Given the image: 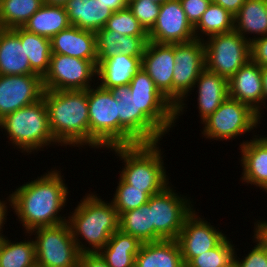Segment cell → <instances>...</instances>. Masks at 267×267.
Wrapping results in <instances>:
<instances>
[{
  "label": "cell",
  "mask_w": 267,
  "mask_h": 267,
  "mask_svg": "<svg viewBox=\"0 0 267 267\" xmlns=\"http://www.w3.org/2000/svg\"><path fill=\"white\" fill-rule=\"evenodd\" d=\"M64 182L61 172L51 169L43 176L16 188V191L9 195L7 202L10 203L26 233L38 227L67 222V217L59 215L69 194Z\"/></svg>",
  "instance_id": "1"
},
{
  "label": "cell",
  "mask_w": 267,
  "mask_h": 267,
  "mask_svg": "<svg viewBox=\"0 0 267 267\" xmlns=\"http://www.w3.org/2000/svg\"><path fill=\"white\" fill-rule=\"evenodd\" d=\"M42 98L57 144L66 147L89 146L87 90H44Z\"/></svg>",
  "instance_id": "2"
},
{
  "label": "cell",
  "mask_w": 267,
  "mask_h": 267,
  "mask_svg": "<svg viewBox=\"0 0 267 267\" xmlns=\"http://www.w3.org/2000/svg\"><path fill=\"white\" fill-rule=\"evenodd\" d=\"M69 223L77 248L83 252H99L111 235L119 230V214L112 201L108 203L95 193L80 200L74 212H70ZM81 236V238H79ZM86 240L85 246L80 240Z\"/></svg>",
  "instance_id": "3"
},
{
  "label": "cell",
  "mask_w": 267,
  "mask_h": 267,
  "mask_svg": "<svg viewBox=\"0 0 267 267\" xmlns=\"http://www.w3.org/2000/svg\"><path fill=\"white\" fill-rule=\"evenodd\" d=\"M159 143H138L108 148L124 160L120 177L132 185V188L145 189L151 196L162 192L170 183Z\"/></svg>",
  "instance_id": "4"
},
{
  "label": "cell",
  "mask_w": 267,
  "mask_h": 267,
  "mask_svg": "<svg viewBox=\"0 0 267 267\" xmlns=\"http://www.w3.org/2000/svg\"><path fill=\"white\" fill-rule=\"evenodd\" d=\"M4 129L8 139L28 154L34 150L56 144L49 126L47 106L42 98L38 102L8 114L0 120V129Z\"/></svg>",
  "instance_id": "5"
},
{
  "label": "cell",
  "mask_w": 267,
  "mask_h": 267,
  "mask_svg": "<svg viewBox=\"0 0 267 267\" xmlns=\"http://www.w3.org/2000/svg\"><path fill=\"white\" fill-rule=\"evenodd\" d=\"M109 90L118 104V146L155 143L163 139L164 133L138 110L129 85L116 86Z\"/></svg>",
  "instance_id": "6"
},
{
  "label": "cell",
  "mask_w": 267,
  "mask_h": 267,
  "mask_svg": "<svg viewBox=\"0 0 267 267\" xmlns=\"http://www.w3.org/2000/svg\"><path fill=\"white\" fill-rule=\"evenodd\" d=\"M27 234L35 235L33 240L37 267H78L81 252L76 246L68 222L38 227Z\"/></svg>",
  "instance_id": "7"
},
{
  "label": "cell",
  "mask_w": 267,
  "mask_h": 267,
  "mask_svg": "<svg viewBox=\"0 0 267 267\" xmlns=\"http://www.w3.org/2000/svg\"><path fill=\"white\" fill-rule=\"evenodd\" d=\"M203 42L205 69L228 80L251 59L250 42L234 30Z\"/></svg>",
  "instance_id": "8"
},
{
  "label": "cell",
  "mask_w": 267,
  "mask_h": 267,
  "mask_svg": "<svg viewBox=\"0 0 267 267\" xmlns=\"http://www.w3.org/2000/svg\"><path fill=\"white\" fill-rule=\"evenodd\" d=\"M94 88L87 90L89 147L108 149L118 146V104L110 90L99 85Z\"/></svg>",
  "instance_id": "9"
},
{
  "label": "cell",
  "mask_w": 267,
  "mask_h": 267,
  "mask_svg": "<svg viewBox=\"0 0 267 267\" xmlns=\"http://www.w3.org/2000/svg\"><path fill=\"white\" fill-rule=\"evenodd\" d=\"M171 186L168 185L162 192L151 196L148 200L151 225H154V242L176 240L185 219L194 211L190 198L179 196Z\"/></svg>",
  "instance_id": "10"
},
{
  "label": "cell",
  "mask_w": 267,
  "mask_h": 267,
  "mask_svg": "<svg viewBox=\"0 0 267 267\" xmlns=\"http://www.w3.org/2000/svg\"><path fill=\"white\" fill-rule=\"evenodd\" d=\"M261 116L247 104L227 98L220 107L202 122L201 132L207 139L231 140L254 130ZM235 137V138H234Z\"/></svg>",
  "instance_id": "11"
},
{
  "label": "cell",
  "mask_w": 267,
  "mask_h": 267,
  "mask_svg": "<svg viewBox=\"0 0 267 267\" xmlns=\"http://www.w3.org/2000/svg\"><path fill=\"white\" fill-rule=\"evenodd\" d=\"M173 105L175 120L182 115L185 98L194 90L198 76L205 69L204 42L198 39L174 44Z\"/></svg>",
  "instance_id": "12"
},
{
  "label": "cell",
  "mask_w": 267,
  "mask_h": 267,
  "mask_svg": "<svg viewBox=\"0 0 267 267\" xmlns=\"http://www.w3.org/2000/svg\"><path fill=\"white\" fill-rule=\"evenodd\" d=\"M97 76V65L63 54H52L48 72L43 79L44 90H88L93 77Z\"/></svg>",
  "instance_id": "13"
},
{
  "label": "cell",
  "mask_w": 267,
  "mask_h": 267,
  "mask_svg": "<svg viewBox=\"0 0 267 267\" xmlns=\"http://www.w3.org/2000/svg\"><path fill=\"white\" fill-rule=\"evenodd\" d=\"M138 110H141L164 134L175 125V107L156 88L148 73L140 68L129 83Z\"/></svg>",
  "instance_id": "14"
},
{
  "label": "cell",
  "mask_w": 267,
  "mask_h": 267,
  "mask_svg": "<svg viewBox=\"0 0 267 267\" xmlns=\"http://www.w3.org/2000/svg\"><path fill=\"white\" fill-rule=\"evenodd\" d=\"M43 79L40 75H0V120L18 109L42 99Z\"/></svg>",
  "instance_id": "15"
},
{
  "label": "cell",
  "mask_w": 267,
  "mask_h": 267,
  "mask_svg": "<svg viewBox=\"0 0 267 267\" xmlns=\"http://www.w3.org/2000/svg\"><path fill=\"white\" fill-rule=\"evenodd\" d=\"M148 39L159 44L187 43L196 39L194 27L187 20L180 0L161 4L157 20L148 32Z\"/></svg>",
  "instance_id": "16"
},
{
  "label": "cell",
  "mask_w": 267,
  "mask_h": 267,
  "mask_svg": "<svg viewBox=\"0 0 267 267\" xmlns=\"http://www.w3.org/2000/svg\"><path fill=\"white\" fill-rule=\"evenodd\" d=\"M194 211L185 219L177 242L184 265L193 257L217 247L227 236Z\"/></svg>",
  "instance_id": "17"
},
{
  "label": "cell",
  "mask_w": 267,
  "mask_h": 267,
  "mask_svg": "<svg viewBox=\"0 0 267 267\" xmlns=\"http://www.w3.org/2000/svg\"><path fill=\"white\" fill-rule=\"evenodd\" d=\"M174 44L148 41L142 56V69L154 81L156 88L173 104Z\"/></svg>",
  "instance_id": "18"
},
{
  "label": "cell",
  "mask_w": 267,
  "mask_h": 267,
  "mask_svg": "<svg viewBox=\"0 0 267 267\" xmlns=\"http://www.w3.org/2000/svg\"><path fill=\"white\" fill-rule=\"evenodd\" d=\"M229 98L247 104L261 117L263 109V84L261 67L251 59L229 80Z\"/></svg>",
  "instance_id": "19"
},
{
  "label": "cell",
  "mask_w": 267,
  "mask_h": 267,
  "mask_svg": "<svg viewBox=\"0 0 267 267\" xmlns=\"http://www.w3.org/2000/svg\"><path fill=\"white\" fill-rule=\"evenodd\" d=\"M50 41L52 54L90 60L97 65L96 32L70 25L53 36Z\"/></svg>",
  "instance_id": "20"
},
{
  "label": "cell",
  "mask_w": 267,
  "mask_h": 267,
  "mask_svg": "<svg viewBox=\"0 0 267 267\" xmlns=\"http://www.w3.org/2000/svg\"><path fill=\"white\" fill-rule=\"evenodd\" d=\"M250 141H243L240 144L242 182L250 183L267 191V137L253 135ZM246 182V183H245Z\"/></svg>",
  "instance_id": "21"
},
{
  "label": "cell",
  "mask_w": 267,
  "mask_h": 267,
  "mask_svg": "<svg viewBox=\"0 0 267 267\" xmlns=\"http://www.w3.org/2000/svg\"><path fill=\"white\" fill-rule=\"evenodd\" d=\"M193 88H198L196 91L198 93L197 108L201 123L229 97L228 79L207 69H204L198 76Z\"/></svg>",
  "instance_id": "22"
},
{
  "label": "cell",
  "mask_w": 267,
  "mask_h": 267,
  "mask_svg": "<svg viewBox=\"0 0 267 267\" xmlns=\"http://www.w3.org/2000/svg\"><path fill=\"white\" fill-rule=\"evenodd\" d=\"M0 75H38L30 67L25 43L12 29L0 28Z\"/></svg>",
  "instance_id": "23"
},
{
  "label": "cell",
  "mask_w": 267,
  "mask_h": 267,
  "mask_svg": "<svg viewBox=\"0 0 267 267\" xmlns=\"http://www.w3.org/2000/svg\"><path fill=\"white\" fill-rule=\"evenodd\" d=\"M141 67L142 57L116 54L104 59L97 65V78L101 80L98 85L106 90L116 86L129 85Z\"/></svg>",
  "instance_id": "24"
},
{
  "label": "cell",
  "mask_w": 267,
  "mask_h": 267,
  "mask_svg": "<svg viewBox=\"0 0 267 267\" xmlns=\"http://www.w3.org/2000/svg\"><path fill=\"white\" fill-rule=\"evenodd\" d=\"M148 41V37L120 35L102 28L96 32L97 65L116 54L142 57Z\"/></svg>",
  "instance_id": "25"
},
{
  "label": "cell",
  "mask_w": 267,
  "mask_h": 267,
  "mask_svg": "<svg viewBox=\"0 0 267 267\" xmlns=\"http://www.w3.org/2000/svg\"><path fill=\"white\" fill-rule=\"evenodd\" d=\"M64 8L71 25L93 32L104 28L113 13L99 0H68Z\"/></svg>",
  "instance_id": "26"
},
{
  "label": "cell",
  "mask_w": 267,
  "mask_h": 267,
  "mask_svg": "<svg viewBox=\"0 0 267 267\" xmlns=\"http://www.w3.org/2000/svg\"><path fill=\"white\" fill-rule=\"evenodd\" d=\"M134 267H185L177 240L142 243Z\"/></svg>",
  "instance_id": "27"
},
{
  "label": "cell",
  "mask_w": 267,
  "mask_h": 267,
  "mask_svg": "<svg viewBox=\"0 0 267 267\" xmlns=\"http://www.w3.org/2000/svg\"><path fill=\"white\" fill-rule=\"evenodd\" d=\"M234 31L248 42L267 35V0H246L234 15ZM255 34L254 38L246 37Z\"/></svg>",
  "instance_id": "28"
},
{
  "label": "cell",
  "mask_w": 267,
  "mask_h": 267,
  "mask_svg": "<svg viewBox=\"0 0 267 267\" xmlns=\"http://www.w3.org/2000/svg\"><path fill=\"white\" fill-rule=\"evenodd\" d=\"M142 242L120 229L115 231L106 245L99 251L108 267H134L135 257Z\"/></svg>",
  "instance_id": "29"
},
{
  "label": "cell",
  "mask_w": 267,
  "mask_h": 267,
  "mask_svg": "<svg viewBox=\"0 0 267 267\" xmlns=\"http://www.w3.org/2000/svg\"><path fill=\"white\" fill-rule=\"evenodd\" d=\"M71 24L67 12L62 6H51L43 4L22 27L30 33L51 39L61 30L68 28Z\"/></svg>",
  "instance_id": "30"
},
{
  "label": "cell",
  "mask_w": 267,
  "mask_h": 267,
  "mask_svg": "<svg viewBox=\"0 0 267 267\" xmlns=\"http://www.w3.org/2000/svg\"><path fill=\"white\" fill-rule=\"evenodd\" d=\"M12 30L20 37L21 43H25V52L31 69L43 78L49 70L52 55L50 39L30 33L22 27Z\"/></svg>",
  "instance_id": "31"
},
{
  "label": "cell",
  "mask_w": 267,
  "mask_h": 267,
  "mask_svg": "<svg viewBox=\"0 0 267 267\" xmlns=\"http://www.w3.org/2000/svg\"><path fill=\"white\" fill-rule=\"evenodd\" d=\"M233 30L234 15L213 2L210 3L198 23L194 26L195 38L201 41L205 40L203 34L206 37H211L221 33H228Z\"/></svg>",
  "instance_id": "32"
},
{
  "label": "cell",
  "mask_w": 267,
  "mask_h": 267,
  "mask_svg": "<svg viewBox=\"0 0 267 267\" xmlns=\"http://www.w3.org/2000/svg\"><path fill=\"white\" fill-rule=\"evenodd\" d=\"M119 229L142 243L154 242V225H151V209L147 202L139 208L123 212L119 216Z\"/></svg>",
  "instance_id": "33"
},
{
  "label": "cell",
  "mask_w": 267,
  "mask_h": 267,
  "mask_svg": "<svg viewBox=\"0 0 267 267\" xmlns=\"http://www.w3.org/2000/svg\"><path fill=\"white\" fill-rule=\"evenodd\" d=\"M0 267H37L34 240L11 242L4 236L0 247Z\"/></svg>",
  "instance_id": "34"
},
{
  "label": "cell",
  "mask_w": 267,
  "mask_h": 267,
  "mask_svg": "<svg viewBox=\"0 0 267 267\" xmlns=\"http://www.w3.org/2000/svg\"><path fill=\"white\" fill-rule=\"evenodd\" d=\"M43 5V0H0V28L23 27Z\"/></svg>",
  "instance_id": "35"
},
{
  "label": "cell",
  "mask_w": 267,
  "mask_h": 267,
  "mask_svg": "<svg viewBox=\"0 0 267 267\" xmlns=\"http://www.w3.org/2000/svg\"><path fill=\"white\" fill-rule=\"evenodd\" d=\"M111 200L119 216L126 211L139 208L148 202L151 195L145 189L132 188L121 177Z\"/></svg>",
  "instance_id": "36"
},
{
  "label": "cell",
  "mask_w": 267,
  "mask_h": 267,
  "mask_svg": "<svg viewBox=\"0 0 267 267\" xmlns=\"http://www.w3.org/2000/svg\"><path fill=\"white\" fill-rule=\"evenodd\" d=\"M234 247L226 237L217 247L193 257L185 267H224L234 259Z\"/></svg>",
  "instance_id": "37"
},
{
  "label": "cell",
  "mask_w": 267,
  "mask_h": 267,
  "mask_svg": "<svg viewBox=\"0 0 267 267\" xmlns=\"http://www.w3.org/2000/svg\"><path fill=\"white\" fill-rule=\"evenodd\" d=\"M104 28L109 31L118 32L120 35L148 37V33L128 7L113 12Z\"/></svg>",
  "instance_id": "38"
},
{
  "label": "cell",
  "mask_w": 267,
  "mask_h": 267,
  "mask_svg": "<svg viewBox=\"0 0 267 267\" xmlns=\"http://www.w3.org/2000/svg\"><path fill=\"white\" fill-rule=\"evenodd\" d=\"M161 4L150 0H128L127 7L148 33L154 26Z\"/></svg>",
  "instance_id": "39"
},
{
  "label": "cell",
  "mask_w": 267,
  "mask_h": 267,
  "mask_svg": "<svg viewBox=\"0 0 267 267\" xmlns=\"http://www.w3.org/2000/svg\"><path fill=\"white\" fill-rule=\"evenodd\" d=\"M211 2L212 0H180L187 20L193 27L198 23Z\"/></svg>",
  "instance_id": "40"
},
{
  "label": "cell",
  "mask_w": 267,
  "mask_h": 267,
  "mask_svg": "<svg viewBox=\"0 0 267 267\" xmlns=\"http://www.w3.org/2000/svg\"><path fill=\"white\" fill-rule=\"evenodd\" d=\"M256 244L243 260L237 256V252L234 253V259L239 267H267V252L258 243Z\"/></svg>",
  "instance_id": "41"
},
{
  "label": "cell",
  "mask_w": 267,
  "mask_h": 267,
  "mask_svg": "<svg viewBox=\"0 0 267 267\" xmlns=\"http://www.w3.org/2000/svg\"><path fill=\"white\" fill-rule=\"evenodd\" d=\"M251 60L260 67H267V35L250 43Z\"/></svg>",
  "instance_id": "42"
},
{
  "label": "cell",
  "mask_w": 267,
  "mask_h": 267,
  "mask_svg": "<svg viewBox=\"0 0 267 267\" xmlns=\"http://www.w3.org/2000/svg\"><path fill=\"white\" fill-rule=\"evenodd\" d=\"M78 267H108V265L99 252H83L80 254Z\"/></svg>",
  "instance_id": "43"
},
{
  "label": "cell",
  "mask_w": 267,
  "mask_h": 267,
  "mask_svg": "<svg viewBox=\"0 0 267 267\" xmlns=\"http://www.w3.org/2000/svg\"><path fill=\"white\" fill-rule=\"evenodd\" d=\"M256 222L254 223L253 242L258 243L267 252V221L258 220Z\"/></svg>",
  "instance_id": "44"
},
{
  "label": "cell",
  "mask_w": 267,
  "mask_h": 267,
  "mask_svg": "<svg viewBox=\"0 0 267 267\" xmlns=\"http://www.w3.org/2000/svg\"><path fill=\"white\" fill-rule=\"evenodd\" d=\"M246 0H212L213 3L220 5L225 10L235 15Z\"/></svg>",
  "instance_id": "45"
},
{
  "label": "cell",
  "mask_w": 267,
  "mask_h": 267,
  "mask_svg": "<svg viewBox=\"0 0 267 267\" xmlns=\"http://www.w3.org/2000/svg\"><path fill=\"white\" fill-rule=\"evenodd\" d=\"M104 5H107L113 12L127 7L128 0H99Z\"/></svg>",
  "instance_id": "46"
},
{
  "label": "cell",
  "mask_w": 267,
  "mask_h": 267,
  "mask_svg": "<svg viewBox=\"0 0 267 267\" xmlns=\"http://www.w3.org/2000/svg\"><path fill=\"white\" fill-rule=\"evenodd\" d=\"M6 204H7V202L5 200L1 201V199H0V238L4 237V235L2 234L3 232H1V231H3V225L6 223V221H5L7 219V215L6 214H8L7 213V211H8L7 208H9V207H7Z\"/></svg>",
  "instance_id": "47"
},
{
  "label": "cell",
  "mask_w": 267,
  "mask_h": 267,
  "mask_svg": "<svg viewBox=\"0 0 267 267\" xmlns=\"http://www.w3.org/2000/svg\"><path fill=\"white\" fill-rule=\"evenodd\" d=\"M262 84H263V107L266 106L267 100V67H261Z\"/></svg>",
  "instance_id": "48"
},
{
  "label": "cell",
  "mask_w": 267,
  "mask_h": 267,
  "mask_svg": "<svg viewBox=\"0 0 267 267\" xmlns=\"http://www.w3.org/2000/svg\"><path fill=\"white\" fill-rule=\"evenodd\" d=\"M68 0H43V4L51 5V6H62L67 3Z\"/></svg>",
  "instance_id": "49"
},
{
  "label": "cell",
  "mask_w": 267,
  "mask_h": 267,
  "mask_svg": "<svg viewBox=\"0 0 267 267\" xmlns=\"http://www.w3.org/2000/svg\"><path fill=\"white\" fill-rule=\"evenodd\" d=\"M224 267H239V265L238 262L235 259H233Z\"/></svg>",
  "instance_id": "50"
},
{
  "label": "cell",
  "mask_w": 267,
  "mask_h": 267,
  "mask_svg": "<svg viewBox=\"0 0 267 267\" xmlns=\"http://www.w3.org/2000/svg\"><path fill=\"white\" fill-rule=\"evenodd\" d=\"M150 1H153V2H156V3H159V4H163V3H165L166 1H169V0H150Z\"/></svg>",
  "instance_id": "51"
},
{
  "label": "cell",
  "mask_w": 267,
  "mask_h": 267,
  "mask_svg": "<svg viewBox=\"0 0 267 267\" xmlns=\"http://www.w3.org/2000/svg\"><path fill=\"white\" fill-rule=\"evenodd\" d=\"M2 239H3V238H0V247H1V244H2Z\"/></svg>",
  "instance_id": "52"
}]
</instances>
